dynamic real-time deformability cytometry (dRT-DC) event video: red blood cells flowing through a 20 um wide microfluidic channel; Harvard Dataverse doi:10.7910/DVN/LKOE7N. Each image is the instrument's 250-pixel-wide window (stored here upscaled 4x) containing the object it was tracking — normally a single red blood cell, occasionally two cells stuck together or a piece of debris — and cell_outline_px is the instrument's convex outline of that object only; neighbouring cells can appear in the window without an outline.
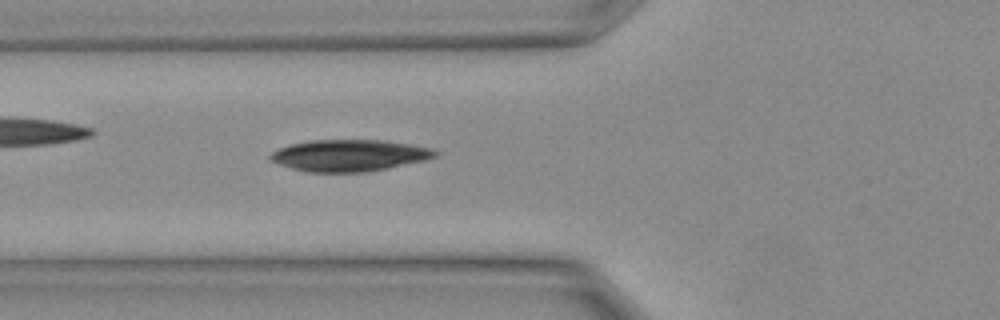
{"species": "Egyptian fruit bat (a non-hibernating species)", "species_latin": "Rousettus aegyptiacus", "temperature_condition": "warm", "stored_images_in_passage": 6, "camera_frame_rate_fps": 3000, "um_per_image_px": 0.085, "animal": {"sex": "female"}, "frame": {"image": 1, "passage_image": 6, "time_ms": 1.667, "image_size_px": [1000, 320], "cell_outline_px": [[440, 152], [436, 156], [424, 160], [388, 168], [368, 172], [308, 172], [292, 168], [268, 160], [268, 156], [272, 152], [280, 148], [292, 144], [312, 140], [384, 140], [432, 148]], "centroid_in_image_um": [29.69, 13.21], "position_along_channel_um": 96.1, "area_um2": 30.29}}